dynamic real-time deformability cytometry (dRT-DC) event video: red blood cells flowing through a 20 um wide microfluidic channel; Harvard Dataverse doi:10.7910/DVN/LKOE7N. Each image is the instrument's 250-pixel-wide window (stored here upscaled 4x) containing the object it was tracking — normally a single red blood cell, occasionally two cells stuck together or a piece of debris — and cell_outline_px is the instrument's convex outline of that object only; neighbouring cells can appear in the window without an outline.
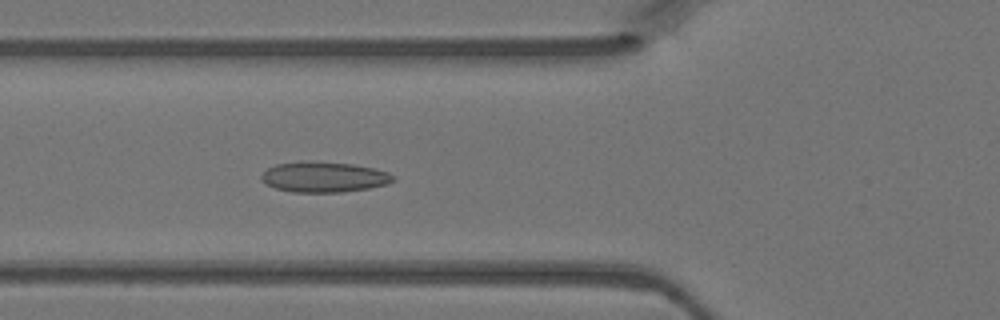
{"species": "Egyptian fruit bat (a non-hibernating species)", "species_latin": "Rousettus aegyptiacus", "temperature_condition": "warm", "stored_images_in_passage": 43, "camera_frame_rate_fps": 3000, "um_per_image_px": 0.085, "animal": {"sex": "female"}, "frame": {"image": 1, "passage_image": 13, "time_ms": 4.0, "image_size_px": [1000, 320], "cell_outline_px": [[396, 176], [388, 184], [368, 188], [340, 192], [292, 192], [276, 188], [260, 180], [260, 176], [268, 168], [276, 164], [300, 160], [312, 160], [352, 164], [372, 168], [388, 172]], "centroid_in_image_um": [27.51, 15.02], "position_along_channel_um": 98.3, "area_um2": 23.52}}
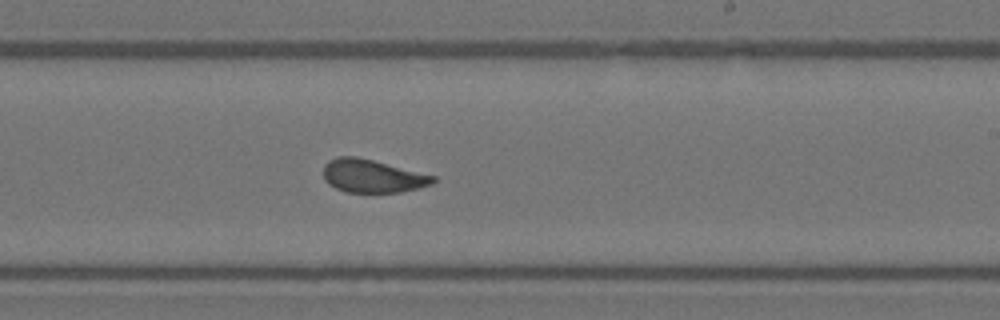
{"frame": {"image": 2, "passage_image": 24, "time_ms": 7.667, "image_size_px": [1000, 320], "cell_outline_px": [[436, 180], [432, 184], [400, 192], [348, 192], [336, 188], [328, 184], [324, 180], [324, 164], [328, 160], [336, 156], [356, 156], [436, 176]], "centroid_in_image_um": [31.62, 14.95], "position_along_channel_um": 257.4, "area_um2": 21.04}}
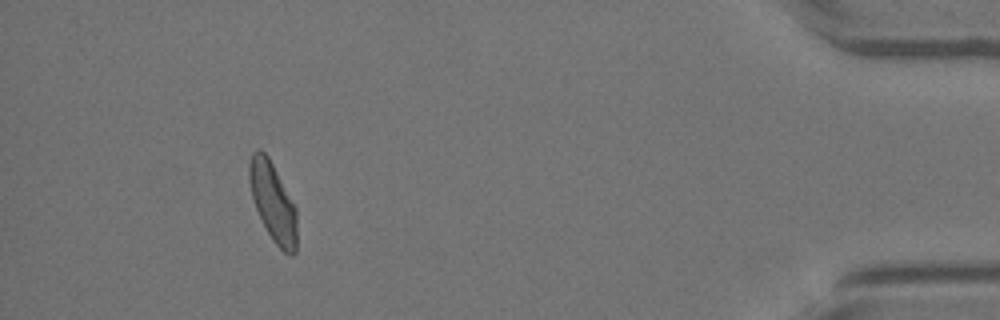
{"frame": {"image": 3, "passage_image": 39, "time_ms": 12.667, "image_size_px": [1000, 320], "cell_outline_px": [[296, 252], [292, 256], [284, 252], [272, 240], [256, 208], [252, 196], [248, 180], [248, 164], [252, 152], [256, 148], [260, 148], [268, 156], [296, 208]], "centroid_in_image_um": [23.18, 17.14], "position_along_channel_um": 412.0, "area_um2": 21.73}}